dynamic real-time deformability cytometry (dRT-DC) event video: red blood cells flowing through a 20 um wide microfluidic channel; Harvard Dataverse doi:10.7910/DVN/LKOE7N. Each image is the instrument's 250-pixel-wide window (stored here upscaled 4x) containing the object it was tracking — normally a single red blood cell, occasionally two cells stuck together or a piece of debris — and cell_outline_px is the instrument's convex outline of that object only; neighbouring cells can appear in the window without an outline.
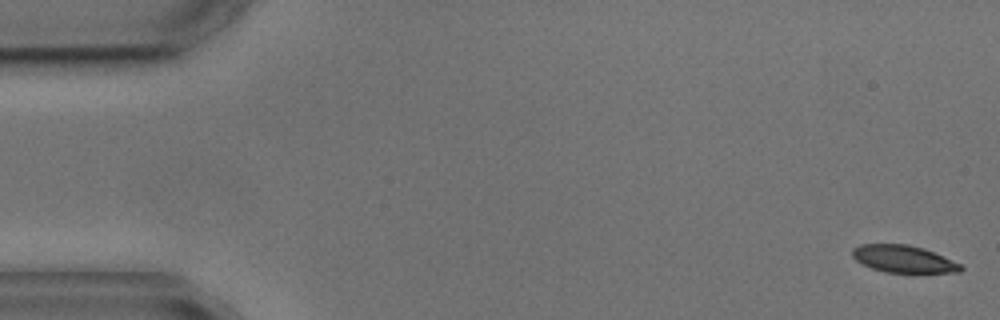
{"species": "common noctule bat (a hibernating species)", "species_latin": "Nyctalus noctula", "temperature_condition": "cold", "stored_images_in_passage": 4, "camera_frame_rate_fps": 3000, "um_per_image_px": 0.085, "animal": {"sex": "male", "body_mass_g": 17.9, "forearm_length_mm": 54.2}, "frame": {"image": 1, "passage_image": 1, "time_ms": 0.0, "image_size_px": [1000, 320], "cell_outline_px": [[964, 268], [960, 272], [912, 276], [884, 272], [872, 268], [856, 260], [852, 256], [852, 248], [860, 244], [908, 244], [924, 248], [960, 264]], "centroid_in_image_um": [76.84, 22.07], "position_along_channel_um": 8.2, "area_um2": 18.09}}
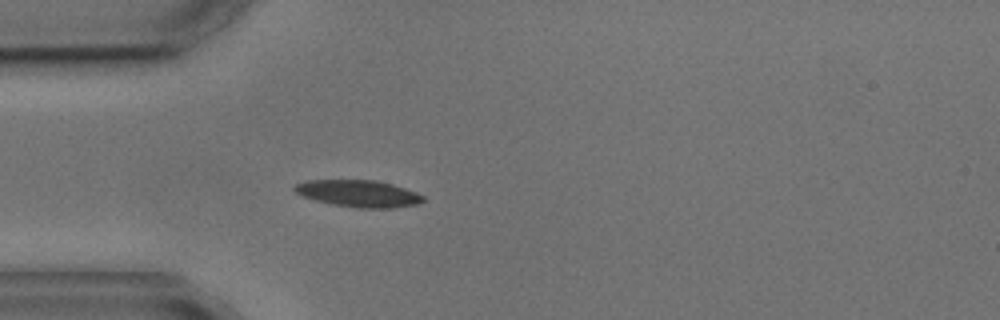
{"frame": {"image": 2, "passage_image": 4, "time_ms": 4.667, "image_size_px": [1000, 320], "cell_outline_px": [[424, 200], [416, 204], [392, 208], [356, 208], [332, 204], [316, 200], [304, 196], [296, 192], [292, 188], [296, 184], [308, 180], [376, 180], [392, 184], [416, 192], [424, 196]], "centroid_in_image_um": [30.48, 16.45], "position_along_channel_um": 54.5, "area_um2": 20.0}}